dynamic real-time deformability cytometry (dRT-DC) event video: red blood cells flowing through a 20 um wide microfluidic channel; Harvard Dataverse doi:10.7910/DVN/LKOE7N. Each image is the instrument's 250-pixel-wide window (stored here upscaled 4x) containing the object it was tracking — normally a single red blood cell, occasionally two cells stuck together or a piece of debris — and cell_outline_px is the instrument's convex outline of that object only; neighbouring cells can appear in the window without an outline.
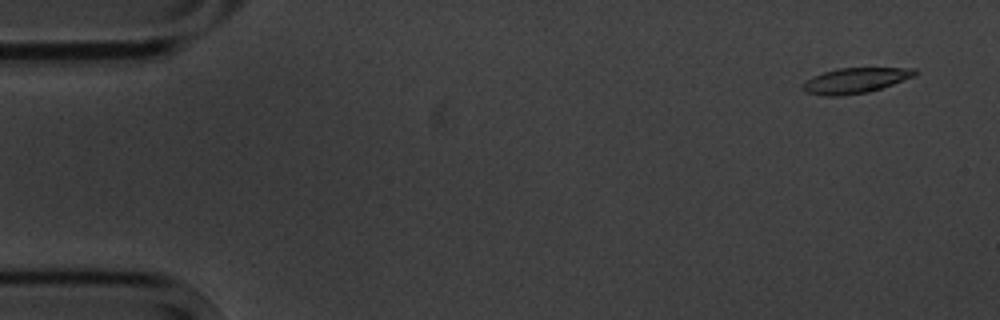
{"species": "common noctule bat (a hibernating species)", "species_latin": "Nyctalus noctula", "temperature_condition": "cold", "stored_images_in_passage": 4, "camera_frame_rate_fps": 3000, "um_per_image_px": 0.085, "animal": {"sex": "male", "body_mass_g": 20.1, "forearm_length_mm": 53.5}, "frame": {"image": 1, "passage_image": 1, "time_ms": 0.0, "image_size_px": [1000, 320], "cell_outline_px": [[920, 72], [916, 76], [868, 92], [840, 96], [824, 96], [804, 92], [800, 88], [812, 76], [824, 72], [840, 68], [916, 68]], "centroid_in_image_um": [72.72, 6.84], "position_along_channel_um": 12.3, "area_um2": 16.59}}
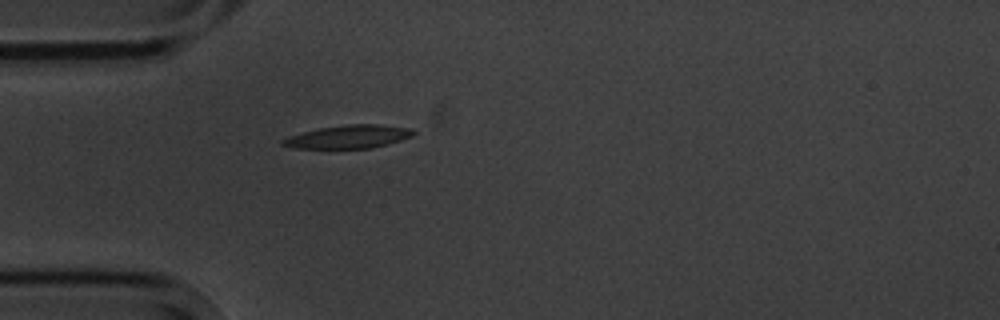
{"frame": {"image": 2, "passage_image": 4, "time_ms": 4.333, "image_size_px": [1000, 320], "cell_outline_px": [[416, 132], [412, 136], [388, 144], [372, 148], [292, 148], [280, 144], [280, 140], [288, 136], [320, 128], [348, 124], [380, 124], [408, 128]], "centroid_in_image_um": [29.6, 11.62], "position_along_channel_um": 55.4, "area_um2": 17.57}}